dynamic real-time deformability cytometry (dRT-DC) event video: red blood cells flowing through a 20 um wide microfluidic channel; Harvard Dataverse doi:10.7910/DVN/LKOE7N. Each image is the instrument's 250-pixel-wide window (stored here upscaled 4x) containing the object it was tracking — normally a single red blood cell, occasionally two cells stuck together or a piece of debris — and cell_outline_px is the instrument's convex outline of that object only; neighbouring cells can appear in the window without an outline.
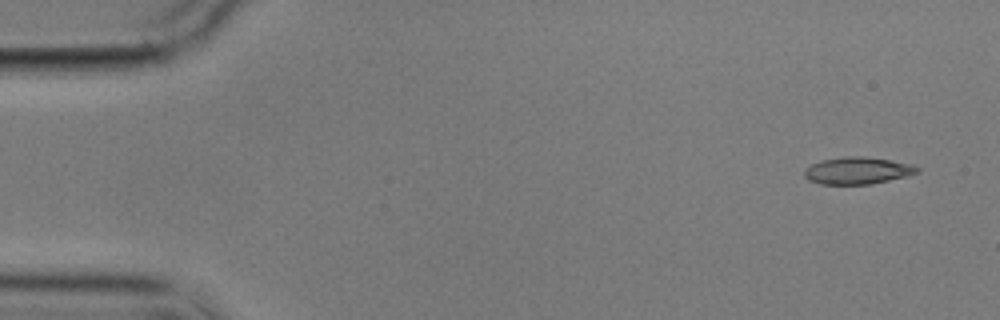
{"species": "common noctule bat (a hibernating species)", "species_latin": "Nyctalus noctula", "temperature_condition": "cold", "stored_images_in_passage": 3, "camera_frame_rate_fps": 3000, "um_per_image_px": 0.085, "animal": {"sex": "male", "body_mass_g": 17.9}, "frame": {"image": 1, "passage_image": 1, "time_ms": 0.0, "image_size_px": [1000, 320], "cell_outline_px": [[920, 172], [908, 176], [872, 184], [820, 184], [808, 180], [804, 176], [804, 168], [812, 164], [824, 160], [844, 156], [864, 156], [912, 164], [920, 168]], "centroid_in_image_um": [72.9, 14.51], "position_along_channel_um": 12.1, "area_um2": 17.86}}